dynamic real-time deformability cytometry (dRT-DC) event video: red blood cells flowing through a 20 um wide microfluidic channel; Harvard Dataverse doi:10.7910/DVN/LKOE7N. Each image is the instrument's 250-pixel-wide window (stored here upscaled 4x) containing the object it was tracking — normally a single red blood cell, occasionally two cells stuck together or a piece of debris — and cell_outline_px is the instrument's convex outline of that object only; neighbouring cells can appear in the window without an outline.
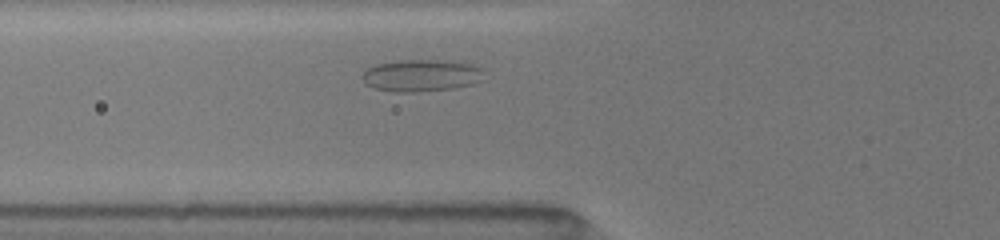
{"species": "common noctule bat (a hibernating species)", "species_latin": "Nyctalus noctula", "temperature_condition": "room temperature", "stored_images_in_passage": 44, "camera_frame_rate_fps": 3000, "um_per_image_px": 0.085, "animal": {"sex": "female", "body_mass_g": 19.5, "forearm_length_mm": 54.1}, "frame": {"image": 1, "passage_image": 3, "time_ms": 0.333, "image_size_px": [1000, 240], "cell_outline_px": [[480, 68], [476, 80], [472, 84], [452, 88], [412, 92], [396, 92], [376, 88], [368, 84], [364, 80], [364, 72], [368, 68], [376, 64], [396, 60], [452, 60], [472, 64]], "centroid_in_image_um": [35.75, 6.39], "position_along_channel_um": 90.0, "area_um2": 22.08}}
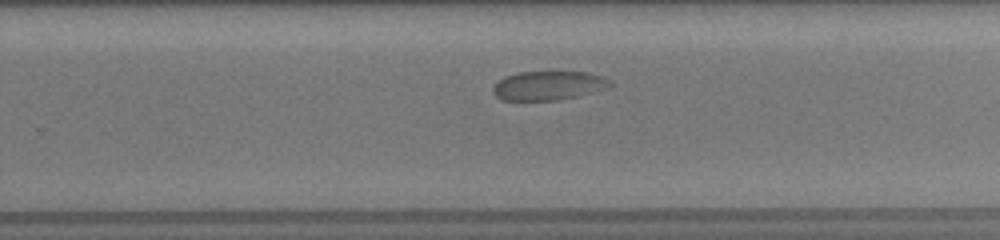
{"frame": {"image": 2, "passage_image": 24, "time_ms": 5.333, "image_size_px": [1000, 240], "cell_outline_px": [[612, 84], [572, 96], [556, 100], [500, 100], [492, 92], [492, 88], [500, 80], [508, 76], [520, 72], [588, 72]], "centroid_in_image_um": [46.43, 7.27], "position_along_channel_um": 283.4, "area_um2": 18.67}}
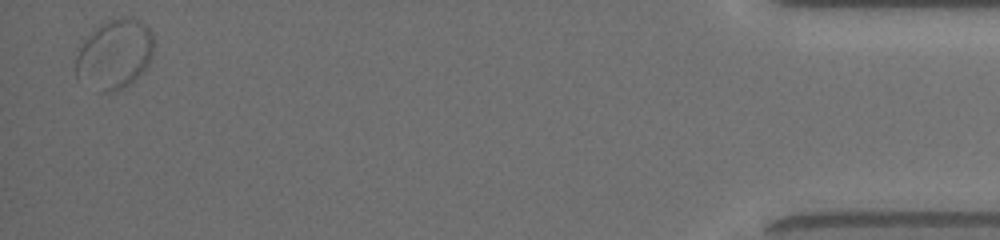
{"frame": {"image": 3, "passage_image": 44, "time_ms": 11.0, "image_size_px": [1000, 240], "cell_outline_px": [[152, 52], [148, 64], [132, 80], [120, 88], [104, 92], [96, 92], [76, 76], [76, 56], [80, 48], [88, 36], [104, 20], [124, 16], [132, 16], [140, 20], [148, 28], [152, 36]], "centroid_in_image_um": [9.71, 4.57], "position_along_channel_um": 425.5, "area_um2": 31.1}}